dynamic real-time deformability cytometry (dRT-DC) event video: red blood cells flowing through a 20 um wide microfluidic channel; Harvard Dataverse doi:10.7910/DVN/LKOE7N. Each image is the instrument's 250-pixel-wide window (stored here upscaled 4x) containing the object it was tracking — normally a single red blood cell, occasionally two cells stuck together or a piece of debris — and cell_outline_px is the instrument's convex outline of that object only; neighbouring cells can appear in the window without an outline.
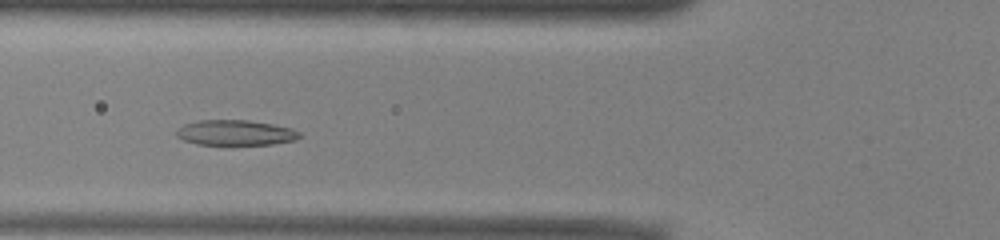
{"species": "common noctule bat (a hibernating species)", "species_latin": "Nyctalus noctula", "temperature_condition": "warm", "stored_images_in_passage": 44, "camera_frame_rate_fps": 3000, "um_per_image_px": 0.085, "animal": {"sex": "male", "body_mass_g": 13.0, "forearm_length_mm": 53.1}, "frame": {"image": 1, "passage_image": 11, "time_ms": 3.333, "image_size_px": [1000, 240], "cell_outline_px": [[300, 136], [296, 140], [272, 144], [196, 144], [184, 140], [176, 136], [176, 132], [184, 124], [200, 120], [248, 120], [272, 124], [292, 128], [300, 132]], "centroid_in_image_um": [20.03, 11.27], "position_along_channel_um": 105.8, "area_um2": 17.98}}
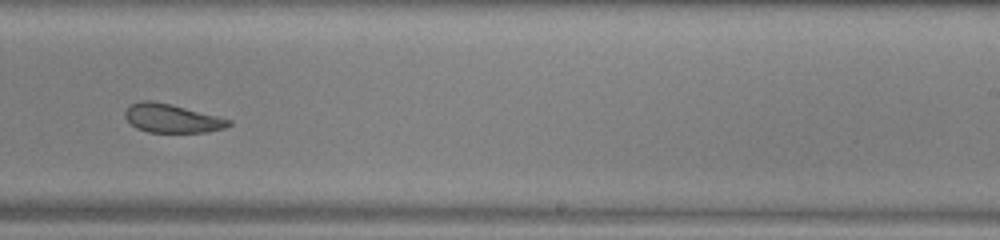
{"frame": {"image": 2, "passage_image": 24, "time_ms": 7.667, "image_size_px": [1000, 240], "cell_outline_px": [[232, 124], [224, 128], [208, 132], [148, 132], [136, 128], [124, 116], [124, 112], [128, 104], [140, 100], [152, 100], [172, 104], [232, 120]], "centroid_in_image_um": [14.58, 10.04], "position_along_channel_um": 274.4, "area_um2": 17.46}}
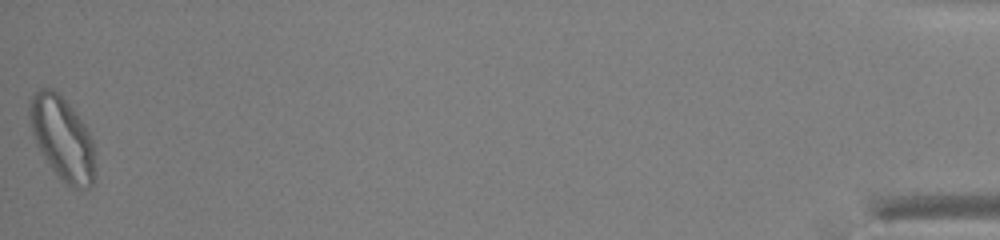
{"frame": {"image": 3, "passage_image": 44, "time_ms": 14.333, "image_size_px": [1000, 240], "cell_outline_px": [[96, 172], [92, 184], [88, 188], [72, 188], [64, 184], [56, 176], [40, 152], [36, 144], [32, 132], [28, 116], [28, 104], [32, 96], [40, 88], [52, 88], [64, 100], [80, 120], [88, 132], [92, 140]], "centroid_in_image_um": [5.27, 11.82], "position_along_channel_um": 429.9, "area_um2": 31.79}, "authors_computed_cell_mechanics": {"area_um2": 20.2878, "velocity_mm_per_s": 3.8983, "shape_relaxation_time_tau1_ms": 4.6709, "shape_relaxation_time_tau2_ms": 3.4706, "deformation_change_tau1": 0.1455, "deformation_change_tau2": 0.1028}}